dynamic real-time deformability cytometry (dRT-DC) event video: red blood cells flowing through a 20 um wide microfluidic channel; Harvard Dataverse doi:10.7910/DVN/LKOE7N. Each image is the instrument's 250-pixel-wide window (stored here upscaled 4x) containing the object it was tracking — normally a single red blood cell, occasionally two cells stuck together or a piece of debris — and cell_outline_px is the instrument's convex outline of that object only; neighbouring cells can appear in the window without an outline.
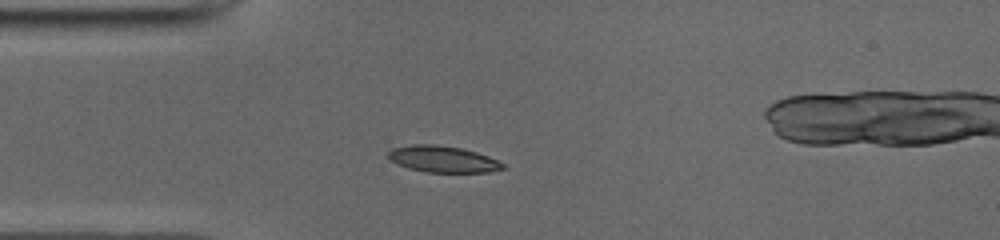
{"species": "common noctule bat (a hibernating species)", "species_latin": "Nyctalus noctula", "temperature_condition": "cold", "stored_images_in_passage": 39, "camera_frame_rate_fps": 3000, "um_per_image_px": 0.085, "animal": {"sex": "male", "body_mass_g": 19.0, "forearm_length_mm": 50.8}, "frame": {"image": 1, "passage_image": 1, "time_ms": 0.0, "image_size_px": [1000, 240], "cell_outline_px": [[508, 168], [488, 172], [424, 172], [408, 168], [396, 164], [388, 160], [388, 152], [392, 148], [412, 144], [436, 144], [460, 148], [476, 152], [488, 156], [504, 164]], "centroid_in_image_um": [37.61, 13.53], "position_along_channel_um": 47.4, "area_um2": 17.8}}
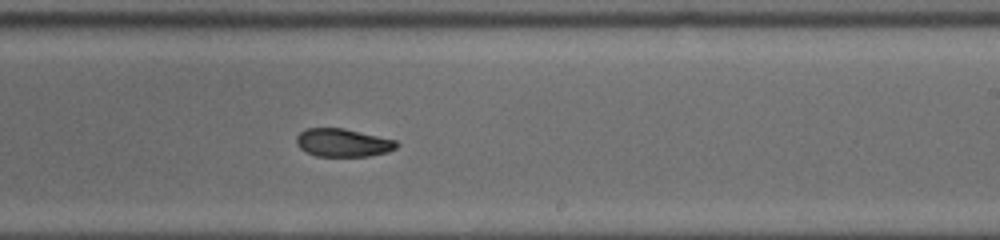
{"frame": {"image": 2, "passage_image": 18, "time_ms": 5.667, "image_size_px": [1000, 240], "cell_outline_px": [[400, 144], [396, 148], [388, 152], [368, 156], [316, 156], [304, 152], [296, 144], [296, 136], [304, 128], [344, 128], [396, 140]], "centroid_in_image_um": [29.13, 12.13], "position_along_channel_um": 259.9, "area_um2": 16.59}}
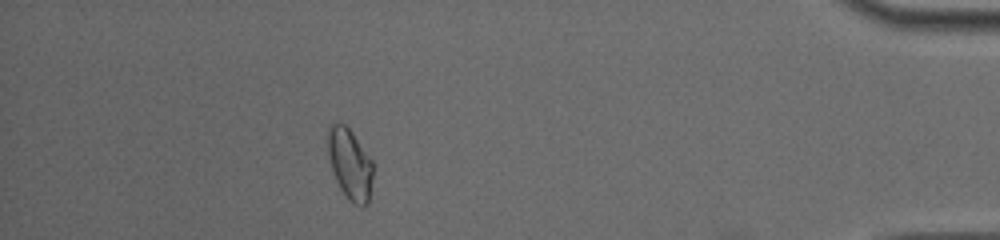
{"frame": {"image": 3, "passage_image": 33, "time_ms": 10.667, "image_size_px": [1000, 240], "cell_outline_px": [[372, 180], [368, 204], [356, 204], [348, 200], [340, 188], [332, 172], [324, 140], [324, 136], [328, 124], [344, 124], [352, 132], [372, 160]], "centroid_in_image_um": [29.67, 13.88], "position_along_channel_um": 405.5, "area_um2": 18.96}, "authors_computed_cell_mechanics": {"area_um2": 17.8024, "velocity_mm_per_s": 3.9481, "shape_relaxation_time_tau1_ms": 4.7059, "shape_relaxation_time_tau2_ms": 3.4456, "deformation_change_tau1": 0.1427, "deformation_change_tau2": 0.0541}}